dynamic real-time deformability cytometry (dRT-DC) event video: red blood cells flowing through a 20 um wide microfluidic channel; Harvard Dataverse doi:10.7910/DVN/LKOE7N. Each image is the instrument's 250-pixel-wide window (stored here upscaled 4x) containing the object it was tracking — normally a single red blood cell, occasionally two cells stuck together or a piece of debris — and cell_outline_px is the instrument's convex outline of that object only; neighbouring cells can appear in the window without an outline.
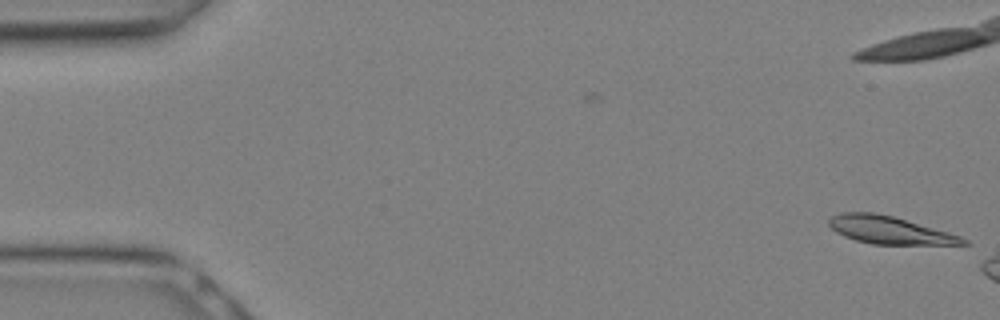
{"species": "Egyptian fruit bat (a non-hibernating species)", "species_latin": "Rousettus aegyptiacus", "temperature_condition": "warm", "stored_images_in_passage": 2, "camera_frame_rate_fps": 3000, "um_per_image_px": 0.085, "animal": {"sex": "female"}, "frame": {"image": 1, "passage_image": 2, "time_ms": 0.333, "image_size_px": [1000, 320], "cell_outline_px": [[968, 244], [872, 244], [856, 240], [844, 236], [836, 232], [828, 224], [828, 220], [832, 216], [840, 212], [876, 212], [892, 216], [948, 232], [960, 236], [968, 240]], "centroid_in_image_um": [75.56, 19.55], "position_along_channel_um": 9.4, "area_um2": 21.33}}